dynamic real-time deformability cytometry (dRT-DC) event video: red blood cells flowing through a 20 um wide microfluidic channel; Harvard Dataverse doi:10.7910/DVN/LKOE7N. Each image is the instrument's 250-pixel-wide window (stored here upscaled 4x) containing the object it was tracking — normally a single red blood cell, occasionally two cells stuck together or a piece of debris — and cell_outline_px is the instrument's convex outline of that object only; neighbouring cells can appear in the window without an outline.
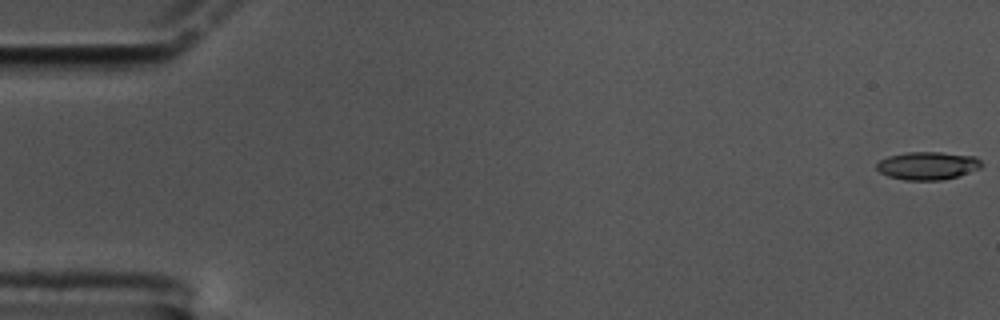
{"species": "common noctule bat (a hibernating species)", "species_latin": "Nyctalus noctula", "temperature_condition": "cold", "stored_images_in_passage": 41, "camera_frame_rate_fps": 3000, "um_per_image_px": 0.085, "animal": {"sex": "male", "body_mass_g": 17.5, "forearm_length_mm": 52.3}, "frame": {"image": 1, "passage_image": 1, "time_ms": 0.0, "image_size_px": [1000, 320], "cell_outline_px": [[984, 164], [980, 168], [956, 176], [940, 180], [904, 180], [888, 176], [880, 172], [876, 168], [876, 164], [880, 160], [888, 156], [908, 152], [940, 152], [976, 156]], "centroid_in_image_um": [78.84, 14.07], "position_along_channel_um": 6.2, "area_um2": 17.05}}
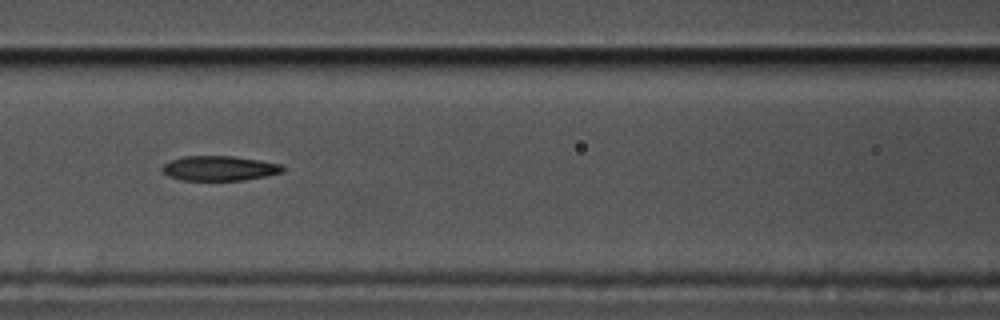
{"frame": {"image": 2, "passage_image": 27, "time_ms": 8.667, "image_size_px": [1000, 320], "cell_outline_px": [[284, 172], [244, 180], [180, 180], [168, 176], [160, 168], [164, 164], [172, 160], [184, 156], [232, 156], [260, 160], [280, 164], [284, 168]], "centroid_in_image_um": [18.64, 14.3], "position_along_channel_um": 148.0, "area_um2": 17.34}}
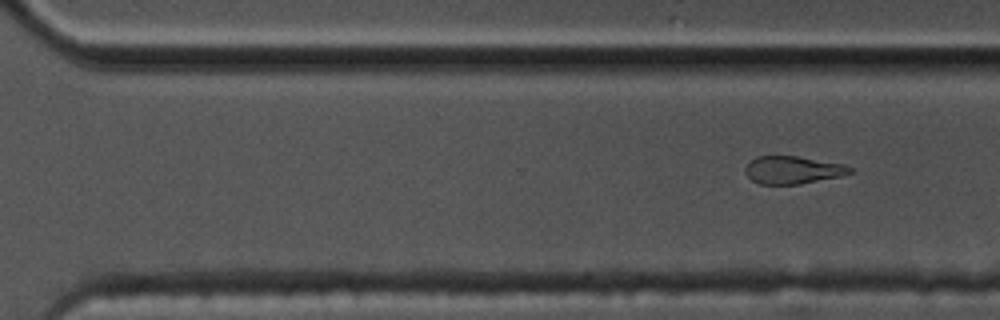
{"frame": {"image": 3, "passage_image": 41, "time_ms": 13.333, "image_size_px": [1000, 320], "cell_outline_px": [[852, 172], [840, 176], [800, 184], [760, 184], [752, 180], [744, 172], [744, 168], [756, 156], [796, 156], [844, 164], [852, 168]], "centroid_in_image_um": [67.37, 14.45], "position_along_channel_um": 303.2, "area_um2": 16.76}}